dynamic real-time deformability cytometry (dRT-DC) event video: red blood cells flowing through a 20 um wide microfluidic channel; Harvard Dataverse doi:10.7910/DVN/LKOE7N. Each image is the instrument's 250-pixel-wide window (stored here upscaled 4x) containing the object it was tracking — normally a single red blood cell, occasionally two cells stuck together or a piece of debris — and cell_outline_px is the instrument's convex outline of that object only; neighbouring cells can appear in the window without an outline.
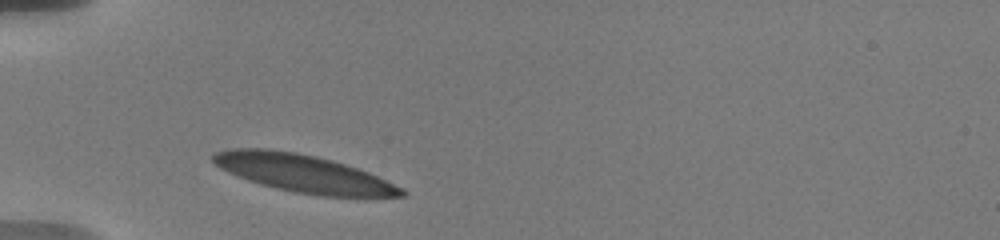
{"species": "human", "species_latin": "Homo sapiens", "temperature_condition": "warm", "stored_images_in_passage": 11, "camera_frame_rate_fps": 3000, "um_per_image_px": 0.085, "donor": {"sex": "male"}, "frame": {"image": 1, "passage_image": 1, "time_ms": 0.0, "image_size_px": [1000, 240], "cell_outline_px": [[408, 192], [404, 196], [320, 196], [296, 192], [276, 188], [260, 184], [248, 180], [228, 172], [220, 168], [212, 160], [212, 156], [216, 152], [228, 148], [268, 148], [296, 152], [316, 156], [332, 160], [368, 172], [404, 188]], "centroid_in_image_um": [25.77, 14.73], "position_along_channel_um": 59.2, "area_um2": 41.1}}
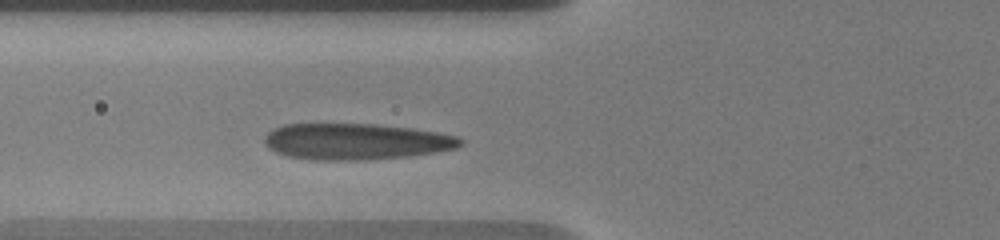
{"frame": {"image": 2, "passage_image": 6, "time_ms": 1.333, "image_size_px": [1000, 240], "cell_outline_px": [[464, 144], [456, 148], [436, 152], [408, 156], [364, 160], [312, 160], [288, 156], [276, 152], [268, 148], [264, 144], [264, 136], [272, 128], [284, 124], [372, 124], [412, 128], [436, 132], [456, 136], [464, 140]], "centroid_in_image_um": [30.22, 12.03], "position_along_channel_um": 95.6, "area_um2": 41.56}}
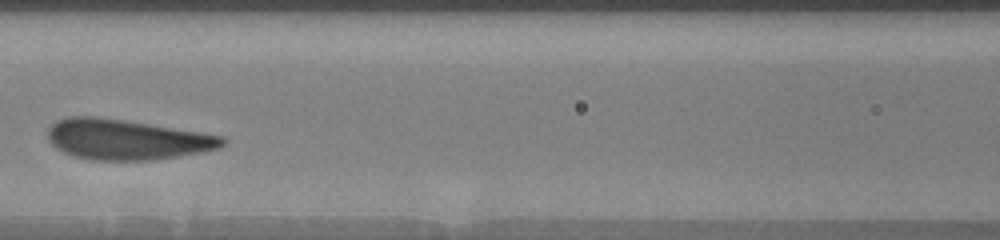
{"frame": {"image": 3, "passage_image": 10, "time_ms": 3.0, "image_size_px": [1000, 240], "cell_outline_px": [[228, 140], [220, 148], [204, 152], [152, 160], [92, 160], [72, 156], [56, 148], [48, 140], [48, 128], [56, 120], [68, 116], [96, 116], [124, 120], [200, 132], [224, 136]], "centroid_in_image_um": [10.76, 11.86], "position_along_channel_um": 155.8, "area_um2": 41.21}}